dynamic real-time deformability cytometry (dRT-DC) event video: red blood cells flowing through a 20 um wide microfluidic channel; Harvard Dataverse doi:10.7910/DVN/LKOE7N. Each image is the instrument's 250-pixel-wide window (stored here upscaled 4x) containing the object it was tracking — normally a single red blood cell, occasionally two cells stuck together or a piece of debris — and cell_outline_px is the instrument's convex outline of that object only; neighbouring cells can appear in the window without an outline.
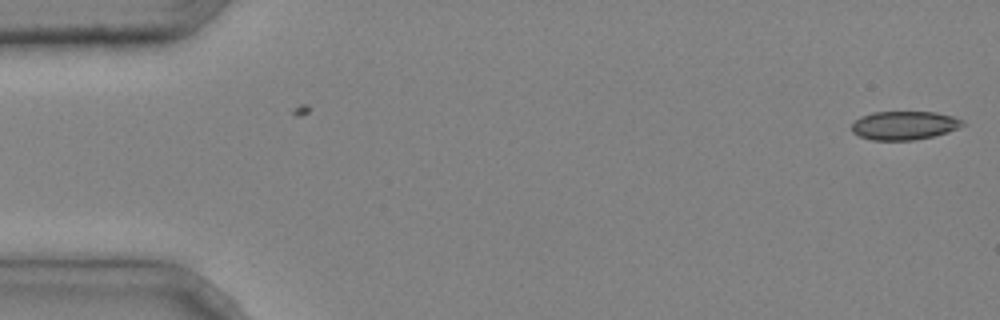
{"species": "common noctule bat (a hibernating species)", "species_latin": "Nyctalus noctula", "temperature_condition": "cold", "stored_images_in_passage": 3, "camera_frame_rate_fps": 3000, "um_per_image_px": 0.085, "animal": {"sex": "male", "body_mass_g": 20.4}, "frame": {"image": 1, "passage_image": 1, "time_ms": 0.0, "image_size_px": [1000, 320], "cell_outline_px": [[964, 124], [948, 132], [932, 136], [912, 140], [872, 140], [860, 136], [852, 132], [852, 124], [860, 116], [872, 112], [936, 112], [952, 116], [964, 120]], "centroid_in_image_um": [76.84, 10.65], "position_along_channel_um": 8.2, "area_um2": 18.38}}